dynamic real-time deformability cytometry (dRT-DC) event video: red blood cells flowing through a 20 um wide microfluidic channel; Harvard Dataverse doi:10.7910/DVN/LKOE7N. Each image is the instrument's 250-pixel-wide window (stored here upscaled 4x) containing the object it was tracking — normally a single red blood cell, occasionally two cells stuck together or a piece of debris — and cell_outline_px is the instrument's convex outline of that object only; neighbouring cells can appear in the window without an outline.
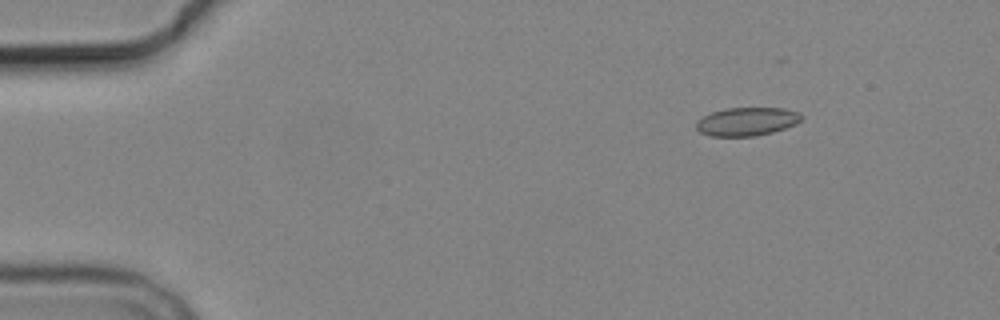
{"species": "common noctule bat (a hibernating species)", "species_latin": "Nyctalus noctula", "temperature_condition": "cold", "stored_images_in_passage": 6, "camera_frame_rate_fps": 3000, "um_per_image_px": 0.085, "animal": {"sex": "male", "body_mass_g": 19.2, "forearm_length_mm": 51.8}, "frame": {"image": 1, "passage_image": 3, "time_ms": 2.333, "image_size_px": [1000, 320], "cell_outline_px": [[804, 116], [796, 124], [772, 132], [756, 136], [712, 136], [700, 132], [696, 128], [696, 120], [712, 112], [728, 108], [784, 108], [800, 112]], "centroid_in_image_um": [63.5, 10.33], "position_along_channel_um": 21.5, "area_um2": 17.4}}